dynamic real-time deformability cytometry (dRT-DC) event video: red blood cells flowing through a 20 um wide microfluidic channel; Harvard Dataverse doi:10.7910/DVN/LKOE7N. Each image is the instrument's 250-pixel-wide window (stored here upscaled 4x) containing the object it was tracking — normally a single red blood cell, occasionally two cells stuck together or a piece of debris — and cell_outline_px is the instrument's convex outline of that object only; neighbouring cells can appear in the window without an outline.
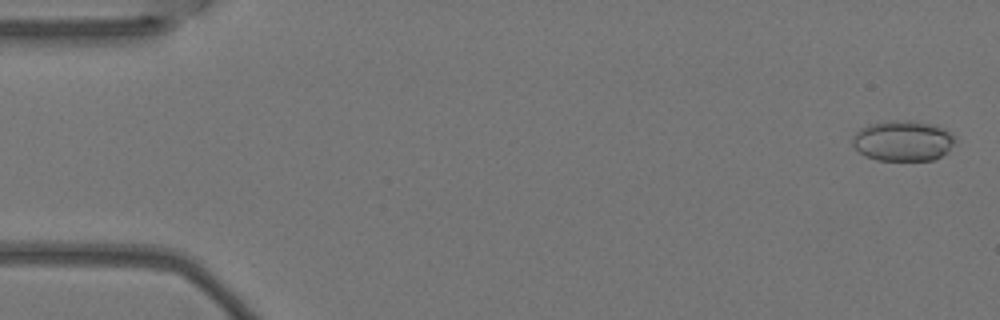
{"species": "Egyptian fruit bat (a non-hibernating species)", "species_latin": "Rousettus aegyptiacus", "temperature_condition": "warm", "stored_images_in_passage": 4, "camera_frame_rate_fps": 3000, "um_per_image_px": 0.085, "animal": {"sex": "female"}, "frame": {"image": 1, "passage_image": 1, "time_ms": 0.0, "image_size_px": [1000, 320], "cell_outline_px": [[956, 140], [948, 152], [932, 160], [876, 160], [864, 156], [852, 144], [852, 136], [860, 128], [868, 124], [888, 120], [912, 120], [936, 124], [944, 128]], "centroid_in_image_um": [76.73, 11.95], "position_along_channel_um": 8.3, "area_um2": 24.51}}